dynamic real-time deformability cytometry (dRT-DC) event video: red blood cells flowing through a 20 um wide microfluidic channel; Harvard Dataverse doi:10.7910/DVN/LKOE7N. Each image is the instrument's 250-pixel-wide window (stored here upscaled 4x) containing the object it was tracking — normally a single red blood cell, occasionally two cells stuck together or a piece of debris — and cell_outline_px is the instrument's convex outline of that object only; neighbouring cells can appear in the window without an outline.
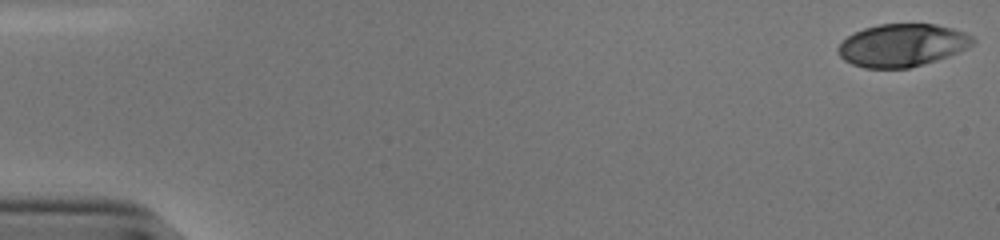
{"species": "human", "species_latin": "Homo sapiens", "temperature_condition": "cold", "stored_images_in_passage": 45, "camera_frame_rate_fps": 3000, "um_per_image_px": 0.085, "donor": {"sex": "male"}, "frame": {"image": 1, "passage_image": 1, "time_ms": 0.0, "image_size_px": [1000, 240], "cell_outline_px": [[976, 40], [968, 48], [936, 60], [908, 68], [864, 68], [852, 64], [844, 60], [836, 52], [836, 48], [848, 36], [864, 28], [880, 24], [936, 24], [952, 28], [964, 32], [972, 36]], "centroid_in_image_um": [76.67, 3.84], "position_along_channel_um": 8.3, "area_um2": 33.41}}
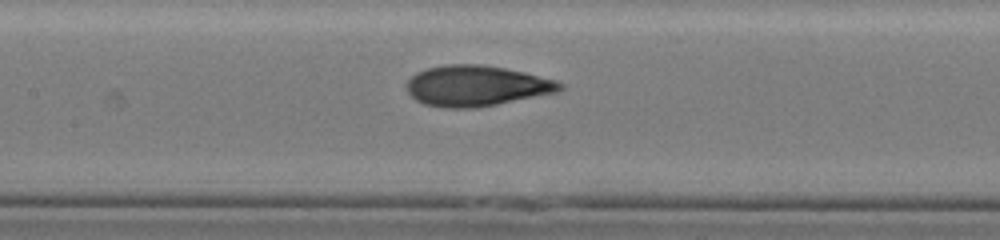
{"frame": {"image": 2, "passage_image": 26, "time_ms": 8.333, "image_size_px": [1000, 240], "cell_outline_px": [[564, 88], [560, 92], [476, 108], [444, 108], [424, 104], [416, 100], [408, 92], [404, 84], [416, 72], [428, 68], [444, 64], [480, 64], [504, 68], [524, 72], [556, 80], [564, 84]], "centroid_in_image_um": [40.5, 7.3], "position_along_channel_um": 166.9, "area_um2": 36.59}}
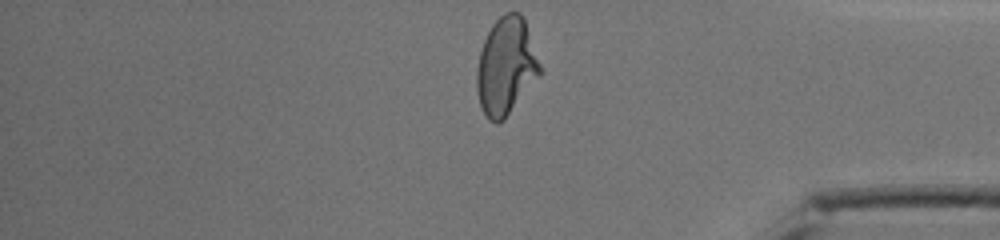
{"frame": {"image": 3, "passage_image": 45, "time_ms": 14.667, "image_size_px": [1000, 240], "cell_outline_px": [[540, 72], [504, 120], [496, 124], [488, 120], [480, 104], [476, 88], [476, 68], [480, 52], [484, 40], [492, 24], [504, 12], [520, 12], [524, 16], [540, 64]], "centroid_in_image_um": [42.98, 5.61], "position_along_channel_um": 392.2, "area_um2": 35.43}, "authors_computed_cell_mechanics": {"area_um2": 35.3158, "velocity_mm_per_s": 3.8835, "shape_relaxation_time_tau1_ms": 4.3252, "shape_relaxation_time_tau2_ms": 1.0739, "deformation_change_tau1": 0.218, "deformation_change_tau2": 0.0758}}